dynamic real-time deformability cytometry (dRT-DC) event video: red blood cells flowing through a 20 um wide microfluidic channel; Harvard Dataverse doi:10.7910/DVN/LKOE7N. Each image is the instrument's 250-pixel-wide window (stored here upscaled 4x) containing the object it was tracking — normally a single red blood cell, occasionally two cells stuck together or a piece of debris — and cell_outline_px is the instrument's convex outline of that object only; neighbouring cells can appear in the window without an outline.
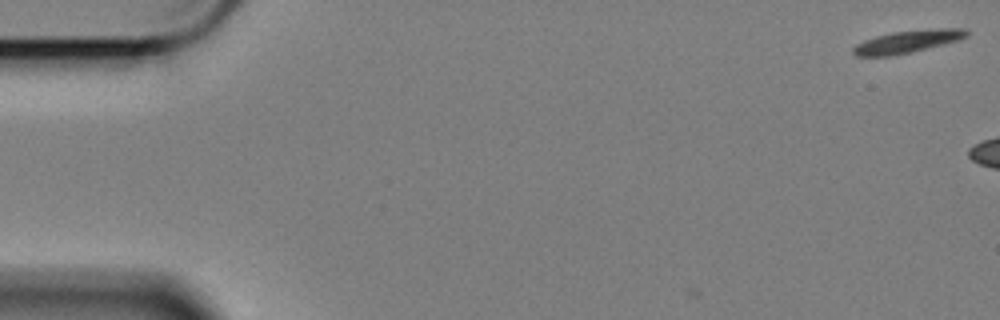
{"species": "Egyptian fruit bat (a non-hibernating species)", "species_latin": "Rousettus aegyptiacus", "temperature_condition": "cold", "stored_images_in_passage": 2, "camera_frame_rate_fps": 3000, "um_per_image_px": 0.085, "animal": {"sex": "female"}, "frame": {"image": 1, "passage_image": 2, "time_ms": 0.333, "image_size_px": [1000, 320], "cell_outline_px": [[968, 36], [960, 40], [912, 52], [888, 56], [856, 56], [852, 52], [852, 48], [856, 44], [864, 40], [876, 36], [892, 32], [940, 28], [968, 28]], "centroid_in_image_um": [77.16, 3.53], "position_along_channel_um": 7.8, "area_um2": 14.97}}